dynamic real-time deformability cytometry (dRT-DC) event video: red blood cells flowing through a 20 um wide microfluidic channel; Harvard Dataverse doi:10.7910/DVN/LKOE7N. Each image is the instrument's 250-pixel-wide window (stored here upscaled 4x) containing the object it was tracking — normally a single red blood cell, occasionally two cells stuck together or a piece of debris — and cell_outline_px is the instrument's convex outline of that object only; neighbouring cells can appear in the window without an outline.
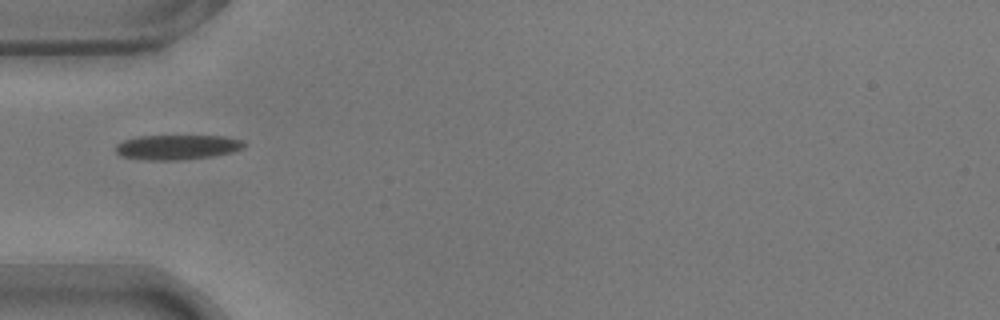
{"species": "common noctule bat (a hibernating species)", "species_latin": "Nyctalus noctula", "temperature_condition": "warm", "stored_images_in_passage": 38, "camera_frame_rate_fps": 3000, "um_per_image_px": 0.085, "animal": {"sex": "male", "body_mass_g": 17.9}, "frame": {"image": 1, "passage_image": 1, "time_ms": 0.0, "image_size_px": [1000, 320], "cell_outline_px": [[248, 144], [244, 148], [232, 152], [212, 156], [176, 160], [148, 160], [120, 156], [116, 152], [116, 144], [124, 140], [136, 136], [228, 136], [244, 140]], "centroid_in_image_um": [15.1, 12.5], "position_along_channel_um": 69.9, "area_um2": 18.73}}
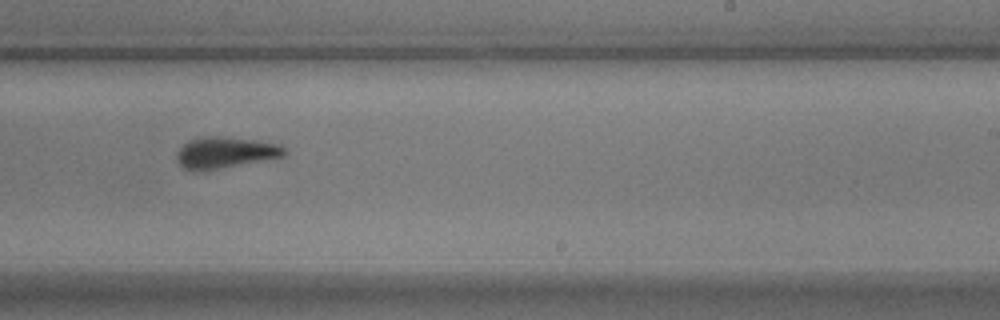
{"frame": {"image": 2, "passage_image": 17, "time_ms": 5.333, "image_size_px": [1000, 320], "cell_outline_px": [[284, 156], [216, 168], [192, 172], [184, 168], [176, 160], [176, 156], [180, 148], [188, 140], [212, 136], [216, 136], [252, 140], [280, 144], [284, 148]], "centroid_in_image_um": [19.08, 12.97], "position_along_channel_um": 269.9, "area_um2": 18.96}}
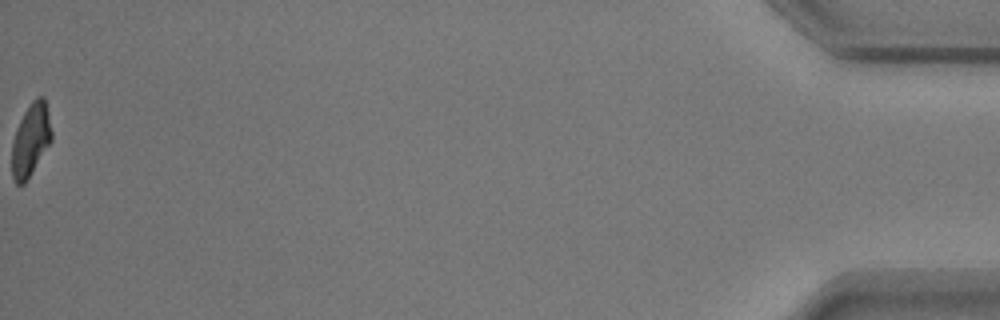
{"frame": {"image": 3, "passage_image": 38, "time_ms": 12.333, "image_size_px": [1000, 320], "cell_outline_px": [[52, 140], [24, 184], [16, 184], [12, 176], [12, 140], [16, 128], [24, 112], [32, 100], [36, 96], [44, 96], [48, 112], [52, 132]], "centroid_in_image_um": [2.61, 11.86], "position_along_channel_um": 432.6, "area_um2": 16.76}, "authors_computed_cell_mechanics": {"area_um2": 18.785, "velocity_mm_per_s": 3.7386, "shape_relaxation_time_tau1_ms": 2.7102, "shape_relaxation_time_tau2_ms": 1.6184, "deformation_change_tau1": 0.1266, "deformation_change_tau2": 0.0864}}